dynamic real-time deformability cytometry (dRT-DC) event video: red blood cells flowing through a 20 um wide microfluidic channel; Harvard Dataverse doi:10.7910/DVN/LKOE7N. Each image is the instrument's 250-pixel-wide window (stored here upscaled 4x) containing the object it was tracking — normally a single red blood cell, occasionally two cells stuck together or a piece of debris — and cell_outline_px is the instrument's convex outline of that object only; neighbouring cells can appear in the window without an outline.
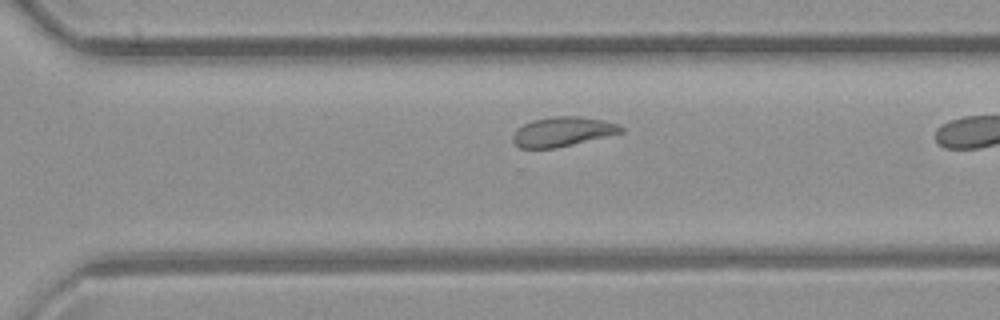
{"species": "common noctule bat (a hibernating species)", "species_latin": "Nyctalus noctula", "temperature_condition": "room temperature", "stored_images_in_passage": 21, "camera_frame_rate_fps": 3000, "um_per_image_px": 0.085, "animal": {"sex": "female", "body_mass_g": 21.9}, "frame": {"image": 1, "passage_image": 18, "time_ms": 5.667, "image_size_px": [1000, 320], "cell_outline_px": [[624, 132], [556, 148], [520, 148], [512, 140], [512, 136], [516, 128], [532, 120], [552, 116], [580, 116], [600, 120], [616, 124], [624, 128]], "centroid_in_image_um": [47.78, 11.19], "position_along_channel_um": 322.8, "area_um2": 18.5}}